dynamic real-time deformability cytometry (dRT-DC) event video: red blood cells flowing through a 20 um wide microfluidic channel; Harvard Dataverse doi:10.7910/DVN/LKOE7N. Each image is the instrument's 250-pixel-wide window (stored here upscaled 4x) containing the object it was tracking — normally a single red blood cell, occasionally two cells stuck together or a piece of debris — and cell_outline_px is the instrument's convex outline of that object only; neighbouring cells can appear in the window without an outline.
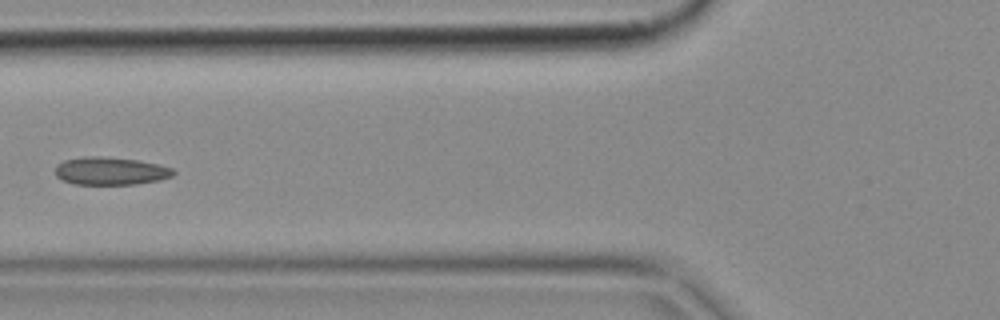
{"species": "common noctule bat (a hibernating species)", "species_latin": "Nyctalus noctula", "temperature_condition": "cold", "stored_images_in_passage": 4, "camera_frame_rate_fps": 3000, "um_per_image_px": 0.085, "animal": {"sex": "female", "body_mass_g": 18.4}, "frame": {"image": 1, "passage_image": 4, "time_ms": 1.0, "image_size_px": [1000, 320], "cell_outline_px": [[176, 172], [172, 176], [160, 180], [136, 184], [72, 184], [56, 176], [56, 164], [64, 160], [84, 156], [100, 156], [136, 160], [156, 164], [172, 168]], "centroid_in_image_um": [9.38, 14.53], "position_along_channel_um": 116.4, "area_um2": 19.07}}